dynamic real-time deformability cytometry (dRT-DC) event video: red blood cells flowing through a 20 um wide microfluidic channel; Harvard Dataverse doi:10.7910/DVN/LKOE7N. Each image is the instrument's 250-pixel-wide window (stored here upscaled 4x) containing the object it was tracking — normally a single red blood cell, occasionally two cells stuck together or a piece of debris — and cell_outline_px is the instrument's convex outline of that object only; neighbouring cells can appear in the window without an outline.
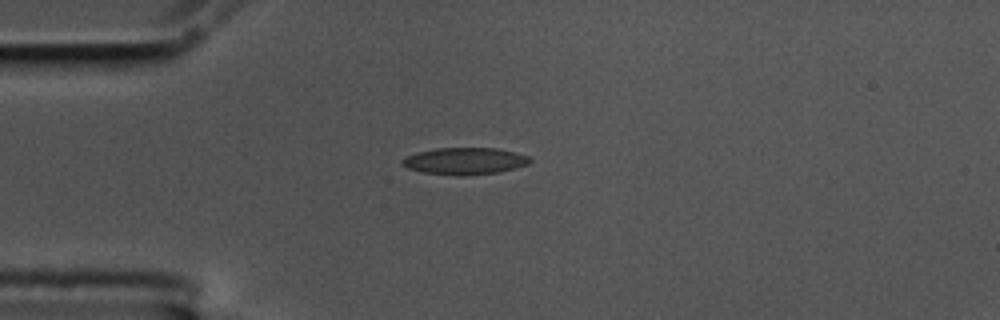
{"species": "common noctule bat (a hibernating species)", "species_latin": "Nyctalus noctula", "temperature_condition": "cold", "stored_images_in_passage": 44, "camera_frame_rate_fps": 3000, "um_per_image_px": 0.085, "animal": {"sex": "male", "body_mass_g": 17.5, "forearm_length_mm": 52.3}, "frame": {"image": 1, "passage_image": 1, "time_ms": 0.0, "image_size_px": [1000, 320], "cell_outline_px": [[532, 160], [528, 164], [516, 168], [496, 172], [464, 176], [456, 176], [424, 172], [408, 168], [400, 164], [400, 160], [408, 156], [420, 152], [436, 148], [496, 148], [528, 156]], "centroid_in_image_um": [39.49, 13.69], "position_along_channel_um": 45.5, "area_um2": 19.83}}
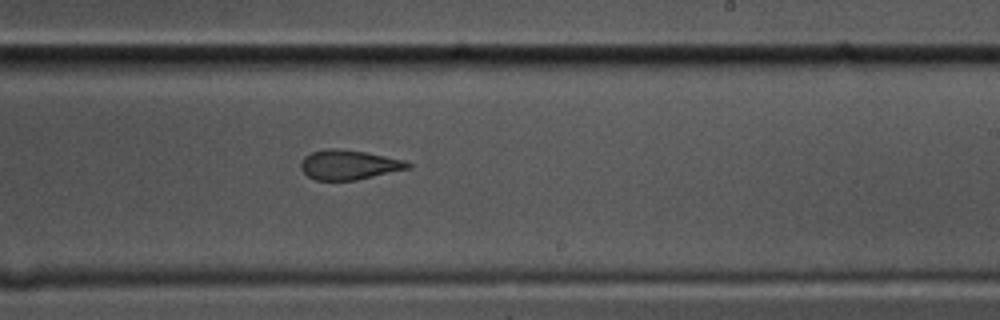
{"frame": {"image": 2, "passage_image": 21, "time_ms": 6.667, "image_size_px": [1000, 320], "cell_outline_px": [[412, 168], [356, 180], [316, 180], [308, 176], [300, 168], [300, 164], [304, 156], [312, 152], [328, 148], [340, 148], [364, 152], [404, 160], [412, 164]], "centroid_in_image_um": [29.66, 14.01], "position_along_channel_um": 259.3, "area_um2": 18.5}}
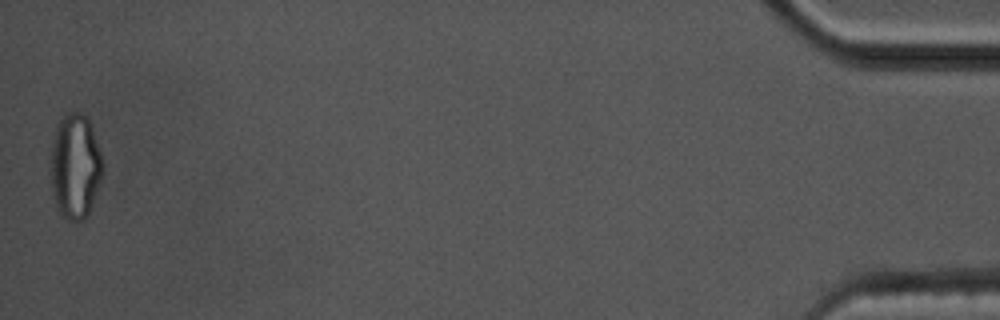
{"frame": {"image": 3, "passage_image": 44, "time_ms": 14.333, "image_size_px": [1000, 320], "cell_outline_px": [[104, 168], [88, 216], [84, 220], [68, 220], [56, 208], [52, 188], [52, 140], [56, 128], [60, 120], [68, 112], [80, 112], [88, 120], [92, 128], [104, 164]], "centroid_in_image_um": [6.4, 14.15], "position_along_channel_um": 428.8, "area_um2": 31.39}, "authors_computed_cell_mechanics": {"area_um2": 19.3341, "velocity_mm_per_s": 3.4429, "shape_relaxation_time_tau1_ms": null, "shape_relaxation_time_tau2_ms": 2.8336, "deformation_change_tau1": null, "deformation_change_tau2": 0.104}}